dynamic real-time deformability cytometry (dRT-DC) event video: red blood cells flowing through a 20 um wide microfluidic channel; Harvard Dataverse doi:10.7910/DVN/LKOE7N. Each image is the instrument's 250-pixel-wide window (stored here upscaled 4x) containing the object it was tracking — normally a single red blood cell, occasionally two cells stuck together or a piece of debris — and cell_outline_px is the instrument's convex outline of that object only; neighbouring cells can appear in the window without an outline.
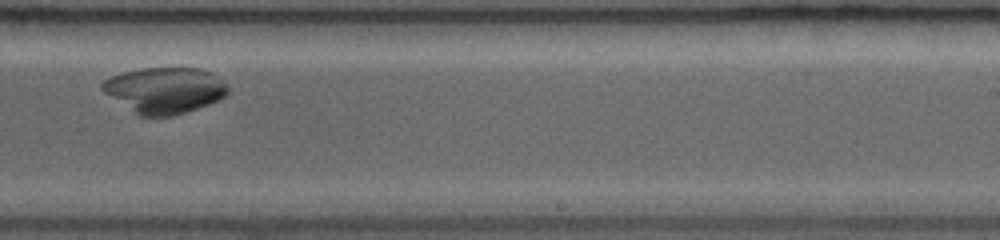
{"species": "common noctule bat (a hibernating species)", "species_latin": "Nyctalus noctula", "temperature_condition": "room temperature", "stored_images_in_passage": 22, "segment_of_instrument_passage": [2, 2], "camera_frame_rate_fps": 3000, "um_per_image_px": 0.085, "animal": {"sex": "female", "body_mass_g": 19.0, "forearm_length_mm": 53.3}, "frame": {"image": 1, "passage_image": 16, "time_ms": 5.0, "image_size_px": [1000, 240], "cell_outline_px": [[228, 92], [220, 100], [172, 116], [140, 116], [104, 92], [100, 88], [100, 84], [104, 80], [112, 76], [124, 72], [140, 68], [200, 68], [212, 72], [228, 88]], "centroid_in_image_um": [13.99, 7.66], "position_along_channel_um": 275.0, "area_um2": 33.29}}